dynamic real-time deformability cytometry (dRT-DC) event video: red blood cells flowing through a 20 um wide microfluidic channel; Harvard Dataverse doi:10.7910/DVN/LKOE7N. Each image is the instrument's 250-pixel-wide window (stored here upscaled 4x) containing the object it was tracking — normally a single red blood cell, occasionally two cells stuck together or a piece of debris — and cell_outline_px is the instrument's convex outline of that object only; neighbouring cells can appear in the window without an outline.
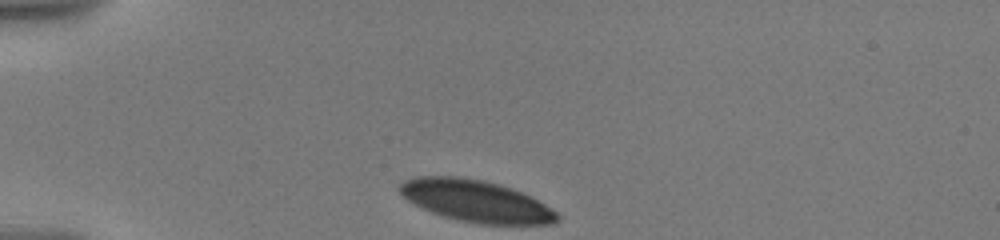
{"species": "human", "species_latin": "Homo sapiens", "temperature_condition": "warm", "stored_images_in_passage": 7, "camera_frame_rate_fps": 3000, "um_per_image_px": 0.085, "donor": {"sex": "male"}, "frame": {"image": 1, "passage_image": 1, "time_ms": 0.0, "image_size_px": [1000, 240], "cell_outline_px": [[560, 220], [556, 224], [480, 224], [456, 220], [432, 212], [408, 200], [400, 192], [400, 184], [404, 180], [416, 176], [456, 176], [484, 180], [520, 192], [544, 204], [556, 212], [560, 216]], "centroid_in_image_um": [40.46, 17.09], "position_along_channel_um": 44.5, "area_um2": 37.92}}